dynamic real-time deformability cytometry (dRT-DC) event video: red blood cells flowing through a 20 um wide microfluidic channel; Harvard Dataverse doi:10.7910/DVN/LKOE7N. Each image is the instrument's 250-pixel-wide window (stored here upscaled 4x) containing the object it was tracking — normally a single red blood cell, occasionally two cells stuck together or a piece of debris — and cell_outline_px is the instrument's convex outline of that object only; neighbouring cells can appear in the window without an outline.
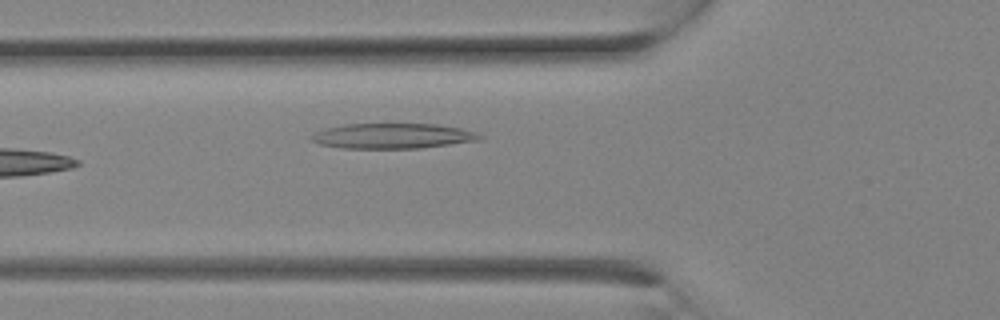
{"species": "Egyptian fruit bat (a non-hibernating species)", "species_latin": "Rousettus aegyptiacus", "temperature_condition": "room temperature", "stored_images_in_passage": 10, "camera_frame_rate_fps": 3000, "um_per_image_px": 0.085, "animal": {"sex": "female"}, "frame": {"image": 1, "passage_image": 10, "time_ms": 3.0, "image_size_px": [1000, 320], "cell_outline_px": [[484, 136], [480, 140], [420, 148], [340, 148], [320, 144], [312, 140], [312, 136], [316, 132], [324, 128], [344, 124], [436, 124], [460, 128], [476, 132]], "centroid_in_image_um": [33.39, 11.55], "position_along_channel_um": 92.4, "area_um2": 24.62}}